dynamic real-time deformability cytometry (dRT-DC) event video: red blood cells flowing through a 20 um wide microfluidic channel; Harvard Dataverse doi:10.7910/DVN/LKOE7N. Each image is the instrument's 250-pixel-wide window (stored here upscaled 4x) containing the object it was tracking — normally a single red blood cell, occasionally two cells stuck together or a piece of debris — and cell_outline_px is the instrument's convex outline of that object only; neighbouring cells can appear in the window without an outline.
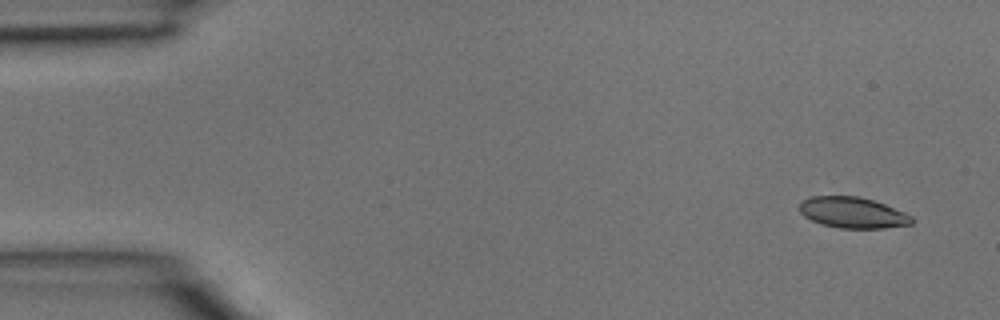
{"species": "common noctule bat (a hibernating species)", "species_latin": "Nyctalus noctula", "temperature_condition": "room temperature", "stored_images_in_passage": 5, "camera_frame_rate_fps": 3000, "um_per_image_px": 0.085, "animal": {"sex": "male", "body_mass_g": 15.6}, "frame": {"image": 1, "passage_image": 1, "time_ms": 0.0, "image_size_px": [1000, 320], "cell_outline_px": [[912, 224], [884, 228], [840, 228], [820, 224], [804, 216], [800, 212], [800, 204], [804, 200], [812, 196], [860, 196], [884, 204], [904, 212], [912, 216]], "centroid_in_image_um": [72.48, 18.07], "position_along_channel_um": 12.5, "area_um2": 20.11}}
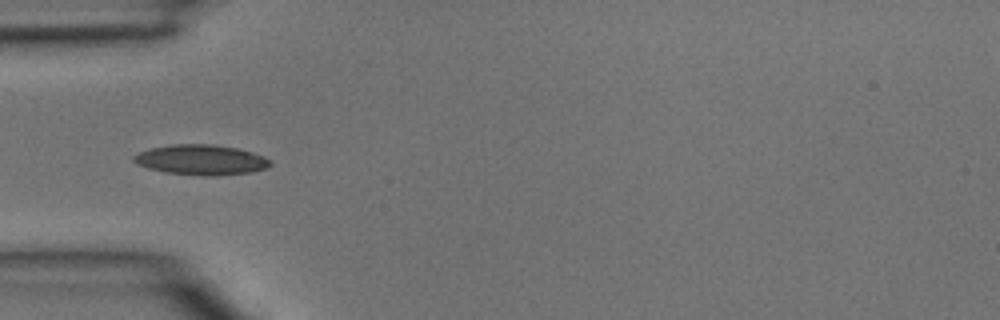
{"frame": {"image": 2, "passage_image": 4, "time_ms": 1.0, "image_size_px": [1000, 320], "cell_outline_px": [[272, 164], [264, 168], [252, 172], [216, 176], [204, 176], [164, 172], [148, 168], [136, 164], [132, 160], [132, 156], [140, 152], [152, 148], [172, 144], [212, 144], [236, 148], [252, 152], [264, 156], [272, 160]], "centroid_in_image_um": [17.09, 13.59], "position_along_channel_um": 67.9, "area_um2": 24.1}}